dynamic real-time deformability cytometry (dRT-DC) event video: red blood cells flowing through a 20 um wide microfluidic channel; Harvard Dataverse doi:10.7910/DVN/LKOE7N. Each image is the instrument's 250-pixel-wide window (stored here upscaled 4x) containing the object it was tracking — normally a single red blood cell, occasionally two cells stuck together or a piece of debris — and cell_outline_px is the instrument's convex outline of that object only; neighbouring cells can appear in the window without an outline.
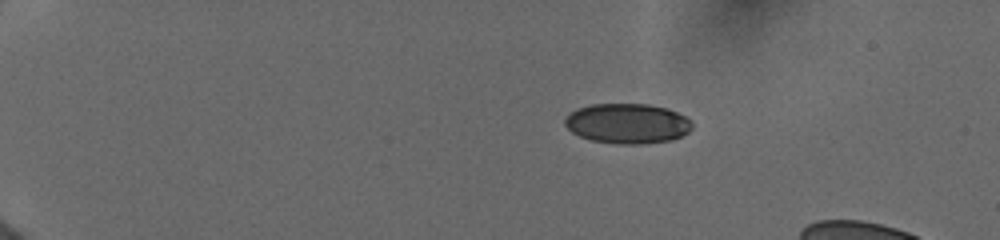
{"species": "human", "species_latin": "Homo sapiens", "temperature_condition": "cold", "stored_images_in_passage": 21, "camera_frame_rate_fps": 3000, "um_per_image_px": 0.085, "donor": {"sex": "female"}, "frame": {"image": 1, "passage_image": 1, "time_ms": 0.0, "image_size_px": [1000, 240], "cell_outline_px": [[692, 128], [688, 132], [672, 140], [640, 144], [620, 144], [592, 140], [580, 136], [572, 132], [564, 124], [564, 120], [576, 108], [592, 104], [648, 104], [668, 108], [684, 116], [692, 124]], "centroid_in_image_um": [53.32, 10.49], "position_along_channel_um": 31.7, "area_um2": 29.54}}
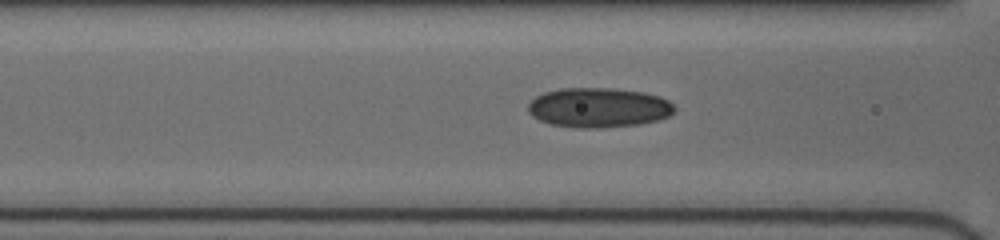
{"frame": {"image": 2, "passage_image": 14, "time_ms": 4.667, "image_size_px": [1000, 240], "cell_outline_px": [[676, 112], [660, 120], [640, 124], [600, 128], [576, 128], [552, 124], [540, 120], [532, 116], [528, 112], [528, 104], [536, 96], [544, 92], [560, 88], [612, 88], [644, 92], [660, 96], [668, 100], [676, 108]], "centroid_in_image_um": [50.91, 9.15], "position_along_channel_um": 115.7, "area_um2": 34.16}}
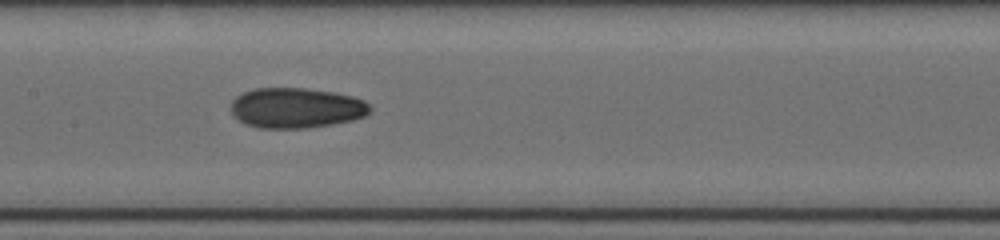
{"frame": {"image": 3, "passage_image": 20, "time_ms": 6.333, "image_size_px": [1000, 240], "cell_outline_px": [[372, 108], [364, 116], [352, 120], [332, 124], [308, 128], [260, 128], [244, 124], [232, 116], [232, 100], [236, 96], [252, 88], [304, 88], [332, 92], [352, 96], [364, 100]], "centroid_in_image_um": [25.14, 9.18], "position_along_channel_um": 182.3, "area_um2": 32.71}}